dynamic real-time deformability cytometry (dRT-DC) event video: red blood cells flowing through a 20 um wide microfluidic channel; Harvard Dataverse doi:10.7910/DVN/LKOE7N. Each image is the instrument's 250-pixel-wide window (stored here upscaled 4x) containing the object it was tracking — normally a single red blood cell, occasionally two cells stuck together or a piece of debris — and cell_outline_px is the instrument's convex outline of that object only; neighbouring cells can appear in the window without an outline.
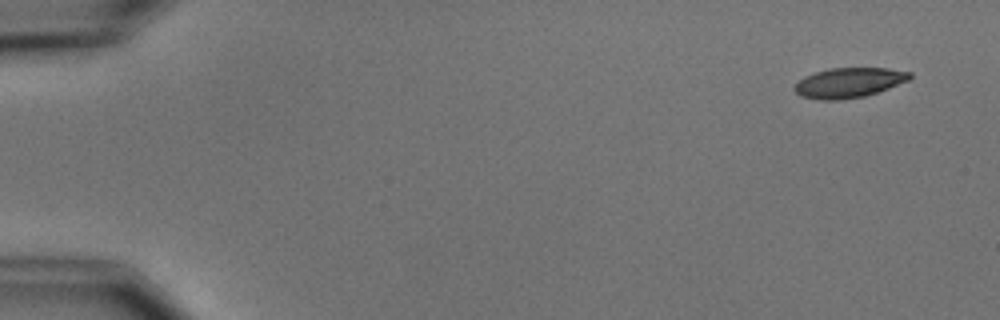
{"species": "common noctule bat (a hibernating species)", "species_latin": "Nyctalus noctula", "temperature_condition": "cold", "stored_images_in_passage": 2, "camera_frame_rate_fps": 3000, "um_per_image_px": 0.085, "animal": {"sex": "male", "body_mass_g": 15.6}, "frame": {"image": 1, "passage_image": 1, "time_ms": 0.0, "image_size_px": [1000, 320], "cell_outline_px": [[912, 76], [908, 80], [888, 88], [864, 96], [840, 100], [820, 100], [800, 96], [792, 88], [804, 76], [828, 68], [888, 68], [912, 72]], "centroid_in_image_um": [72.14, 7.02], "position_along_channel_um": 12.9, "area_um2": 20.06}}